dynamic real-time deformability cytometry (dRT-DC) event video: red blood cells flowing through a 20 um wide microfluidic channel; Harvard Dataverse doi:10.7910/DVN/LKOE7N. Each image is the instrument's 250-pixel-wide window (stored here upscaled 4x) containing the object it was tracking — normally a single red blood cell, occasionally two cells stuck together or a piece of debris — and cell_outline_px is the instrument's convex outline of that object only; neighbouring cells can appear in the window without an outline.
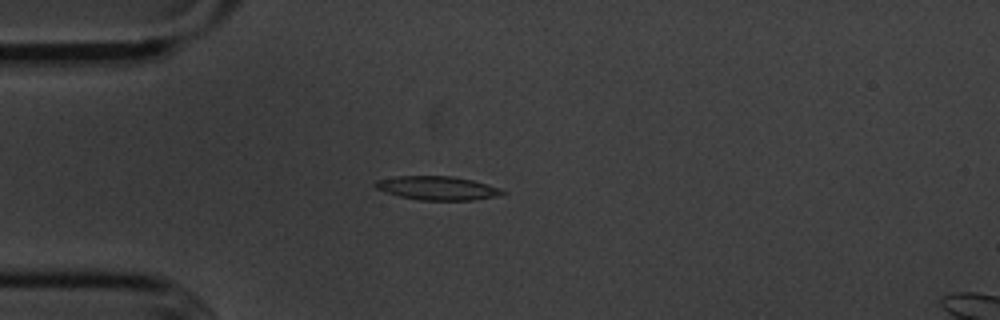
{"species": "common noctule bat (a hibernating species)", "species_latin": "Nyctalus noctula", "temperature_condition": "cold", "stored_images_in_passage": 48, "camera_frame_rate_fps": 3000, "um_per_image_px": 0.085, "animal": {"sex": "male", "body_mass_g": 20.1, "forearm_length_mm": 53.5}, "frame": {"image": 1, "passage_image": 7, "time_ms": 2.0, "image_size_px": [1000, 320], "cell_outline_px": [[508, 192], [496, 196], [472, 200], [420, 200], [400, 196], [384, 192], [376, 188], [372, 184], [376, 180], [396, 176], [452, 176], [472, 180], [500, 188]], "centroid_in_image_um": [37.14, 15.98], "position_along_channel_um": 47.9, "area_um2": 17.57}}
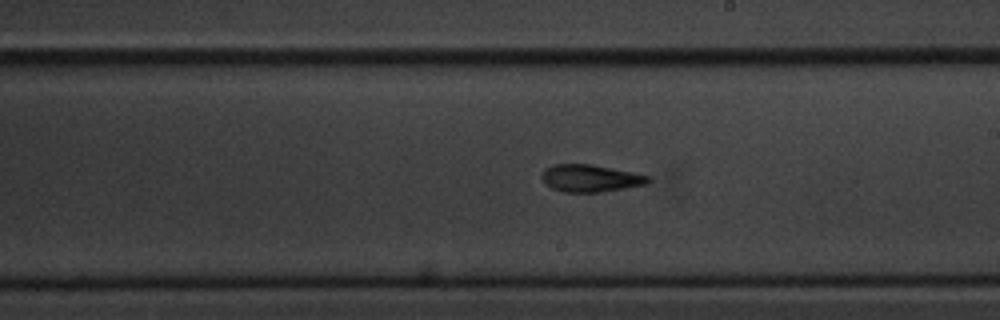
{"frame": {"image": 2, "passage_image": 24, "time_ms": 7.667, "image_size_px": [1000, 320], "cell_outline_px": [[652, 180], [644, 184], [624, 188], [600, 192], [564, 192], [552, 188], [540, 176], [544, 168], [552, 164], [592, 164], [652, 176]], "centroid_in_image_um": [50.18, 15.14], "position_along_channel_um": 238.8, "area_um2": 16.88}}
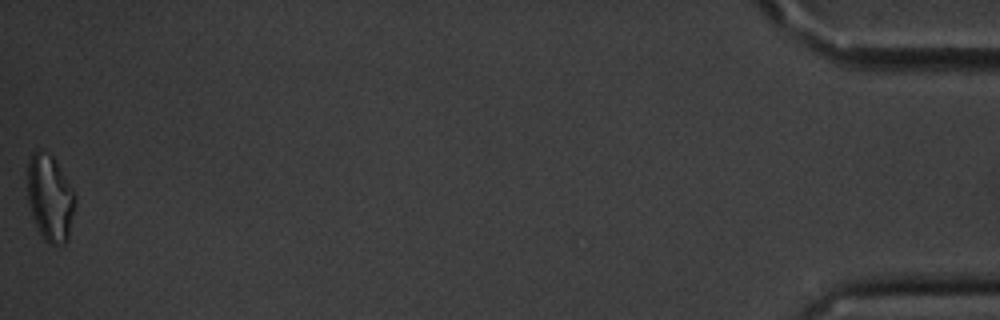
{"frame": {"image": 3, "passage_image": 48, "time_ms": 15.667, "image_size_px": [1000, 320], "cell_outline_px": [[76, 200], [68, 240], [64, 244], [48, 244], [44, 240], [36, 228], [28, 204], [28, 160], [32, 152], [36, 148], [52, 156], [72, 188], [76, 196]], "centroid_in_image_um": [4.24, 16.86], "position_along_channel_um": 431.0, "area_um2": 24.1}, "authors_computed_cell_mechanics": {"area_um2": 17.2533, "velocity_mm_per_s": 3.6011, "shape_relaxation_time_tau1_ms": 6.9992, "shape_relaxation_time_tau2_ms": 4.1606, "deformation_change_tau1": 0.1862, "deformation_change_tau2": 0.1326}}